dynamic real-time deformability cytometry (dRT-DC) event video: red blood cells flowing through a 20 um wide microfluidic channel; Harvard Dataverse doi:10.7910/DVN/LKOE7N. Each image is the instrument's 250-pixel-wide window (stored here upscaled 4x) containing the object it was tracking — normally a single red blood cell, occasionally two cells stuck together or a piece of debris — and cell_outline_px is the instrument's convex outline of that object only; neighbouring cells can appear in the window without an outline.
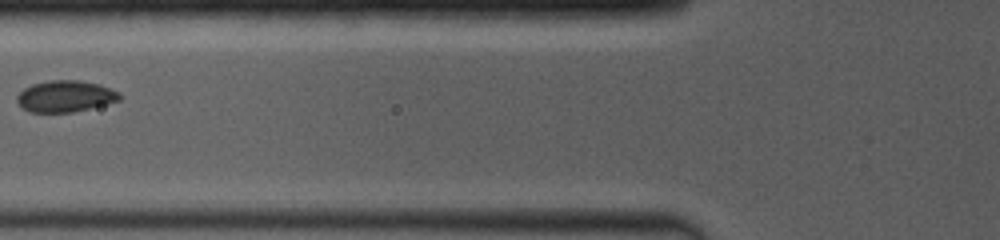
{"species": "common noctule bat (a hibernating species)", "species_latin": "Nyctalus noctula", "temperature_condition": "room temperature", "stored_images_in_passage": 34, "camera_frame_rate_fps": 4000, "um_per_image_px": 0.085, "animal": {"sex": "female", "body_mass_g": 19.0, "forearm_length_mm": 53.3}, "frame": {"image": 1, "passage_image": 5, "time_ms": 1.75, "image_size_px": [1000, 240], "cell_outline_px": [[124, 96], [120, 100], [72, 112], [28, 112], [16, 100], [16, 96], [24, 88], [32, 84], [48, 80], [76, 80], [100, 84], [120, 92]], "centroid_in_image_um": [5.56, 8.17], "position_along_channel_um": 120.2, "area_um2": 18.79}}
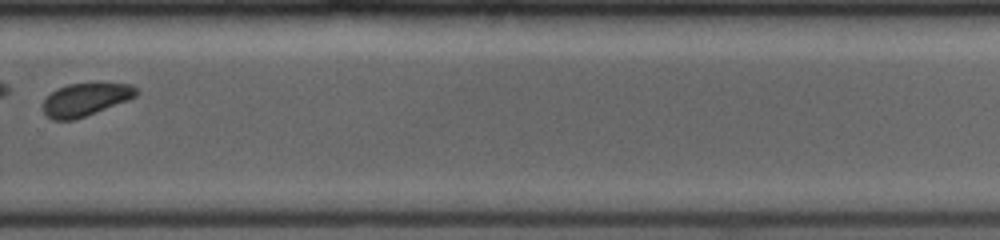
{"frame": {"image": 2, "passage_image": 26, "time_ms": 6.75, "image_size_px": [1000, 240], "cell_outline_px": [[140, 92], [136, 96], [128, 100], [96, 112], [72, 120], [52, 120], [44, 112], [44, 100], [56, 88], [68, 84], [132, 84]], "centroid_in_image_um": [7.28, 8.46], "position_along_channel_um": 322.5, "area_um2": 17.51}, "authors_computed_cell_mechanics": {"area_um2": 19.1896, "velocity_mm_per_s": 4.0556, "shape_relaxation_time_tau1_ms": 5.4385, "shape_relaxation_time_tau2_ms": null, "deformation_change_tau1": 0.083, "deformation_change_tau2": null}}